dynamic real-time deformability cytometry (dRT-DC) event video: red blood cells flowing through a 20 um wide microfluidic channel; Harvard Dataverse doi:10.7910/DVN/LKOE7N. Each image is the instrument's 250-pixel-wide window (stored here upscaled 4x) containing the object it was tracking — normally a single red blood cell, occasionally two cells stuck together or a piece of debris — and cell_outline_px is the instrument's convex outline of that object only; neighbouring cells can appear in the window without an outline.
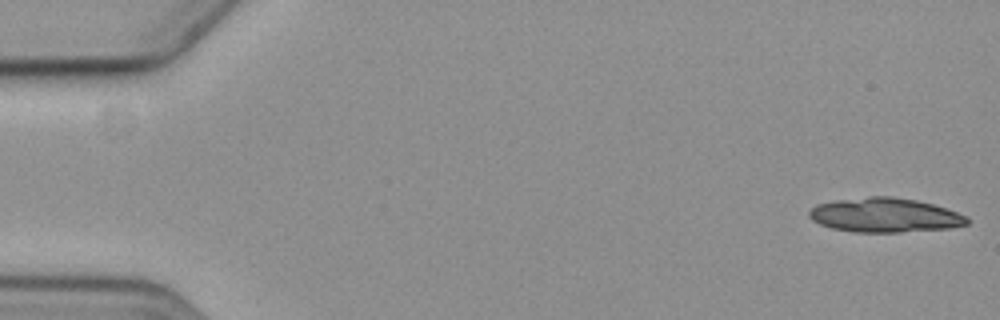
{"species": "common noctule bat (a hibernating species)", "species_latin": "Nyctalus noctula", "temperature_condition": "cold", "stored_images_in_passage": 7, "camera_frame_rate_fps": 3000, "um_per_image_px": 0.085, "animal": {"sex": "female", "body_mass_g": 19.3, "forearm_length_mm": 54.1}, "frame": {"image": 1, "passage_image": 1, "time_ms": 0.0, "image_size_px": [1000, 320], "cell_outline_px": [[968, 224], [948, 228], [900, 232], [852, 232], [832, 228], [820, 224], [812, 220], [808, 216], [808, 212], [816, 204], [836, 200], [868, 196], [892, 196], [916, 200], [932, 204], [968, 216]], "centroid_in_image_um": [75.18, 18.28], "position_along_channel_um": 9.8, "area_um2": 31.56}}